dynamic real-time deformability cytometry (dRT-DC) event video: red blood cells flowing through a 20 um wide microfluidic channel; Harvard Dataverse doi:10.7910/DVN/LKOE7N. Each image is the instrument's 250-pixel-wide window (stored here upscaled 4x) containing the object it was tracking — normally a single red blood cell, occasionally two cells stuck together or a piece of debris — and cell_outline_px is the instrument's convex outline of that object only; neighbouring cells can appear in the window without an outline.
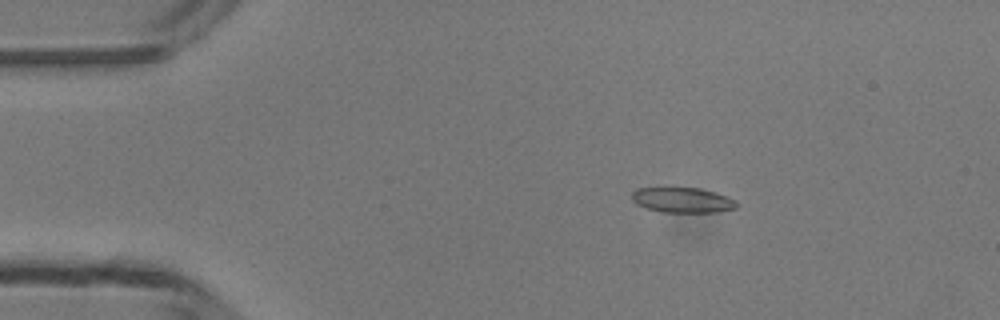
{"species": "common noctule bat (a hibernating species)", "species_latin": "Nyctalus noctula", "temperature_condition": "room temperature", "stored_images_in_passage": 49, "camera_frame_rate_fps": 3000, "um_per_image_px": 0.085, "animal": {"sex": "male", "body_mass_g": 13.3}, "frame": {"image": 1, "passage_image": 9, "time_ms": 2.667, "image_size_px": [1000, 320], "cell_outline_px": [[740, 204], [736, 208], [716, 212], [664, 212], [648, 208], [636, 204], [632, 200], [632, 192], [636, 188], [700, 188], [736, 200]], "centroid_in_image_um": [58.01, 17.01], "position_along_channel_um": 27.0, "area_um2": 15.2}}
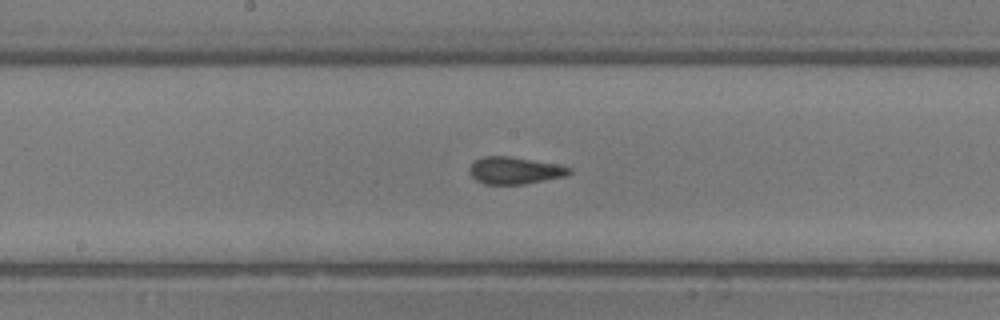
{"frame": {"image": 2, "passage_image": 26, "time_ms": 8.333, "image_size_px": [1000, 320], "cell_outline_px": [[572, 172], [568, 176], [524, 184], [484, 184], [476, 180], [468, 172], [468, 168], [476, 160], [484, 156], [508, 156], [560, 164], [572, 168]], "centroid_in_image_um": [43.79, 14.49], "position_along_channel_um": 204.4, "area_um2": 15.95}}
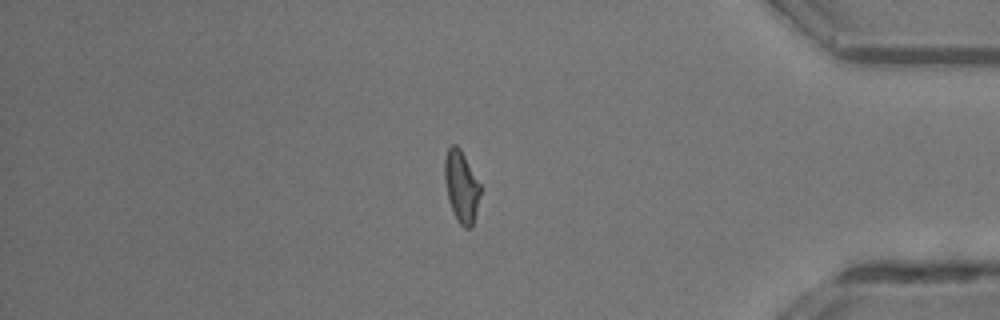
{"frame": {"image": 3, "passage_image": 42, "time_ms": 13.667, "image_size_px": [1000, 320], "cell_outline_px": [[480, 196], [472, 228], [464, 228], [456, 220], [448, 196], [444, 176], [444, 160], [448, 148], [452, 144], [456, 144], [460, 148], [480, 184]], "centroid_in_image_um": [39.21, 15.85], "position_along_channel_um": 396.0, "area_um2": 14.74}, "authors_computed_cell_mechanics": {"area_um2": 15.4326, "velocity_mm_per_s": 4.2148, "shape_relaxation_time_tau1_ms": 7.5215, "shape_relaxation_time_tau2_ms": 1.2268, "deformation_change_tau1": 0.1663, "deformation_change_tau2": 0.0811}}